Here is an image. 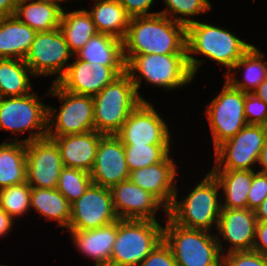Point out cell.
I'll return each mask as SVG.
<instances>
[{"label":"cell","mask_w":267,"mask_h":266,"mask_svg":"<svg viewBox=\"0 0 267 266\" xmlns=\"http://www.w3.org/2000/svg\"><path fill=\"white\" fill-rule=\"evenodd\" d=\"M122 46L125 64L135 55L187 54L186 26L160 13L132 17Z\"/></svg>","instance_id":"obj_1"},{"label":"cell","mask_w":267,"mask_h":266,"mask_svg":"<svg viewBox=\"0 0 267 266\" xmlns=\"http://www.w3.org/2000/svg\"><path fill=\"white\" fill-rule=\"evenodd\" d=\"M252 47L227 29L196 21L186 27V51L190 70L195 77L203 60L193 57L201 54L227 67L231 75L233 65ZM192 53V54H191Z\"/></svg>","instance_id":"obj_2"},{"label":"cell","mask_w":267,"mask_h":266,"mask_svg":"<svg viewBox=\"0 0 267 266\" xmlns=\"http://www.w3.org/2000/svg\"><path fill=\"white\" fill-rule=\"evenodd\" d=\"M139 93L130 76L124 72L92 96L95 131L103 135H116L131 112L146 101Z\"/></svg>","instance_id":"obj_3"},{"label":"cell","mask_w":267,"mask_h":266,"mask_svg":"<svg viewBox=\"0 0 267 266\" xmlns=\"http://www.w3.org/2000/svg\"><path fill=\"white\" fill-rule=\"evenodd\" d=\"M196 185L183 200L178 202L175 196L167 216L182 227L211 232L213 224L217 228L222 210L218 200L221 188L210 172Z\"/></svg>","instance_id":"obj_4"},{"label":"cell","mask_w":267,"mask_h":266,"mask_svg":"<svg viewBox=\"0 0 267 266\" xmlns=\"http://www.w3.org/2000/svg\"><path fill=\"white\" fill-rule=\"evenodd\" d=\"M163 227V239L171 247L178 266H222L215 234L176 224L169 216Z\"/></svg>","instance_id":"obj_5"},{"label":"cell","mask_w":267,"mask_h":266,"mask_svg":"<svg viewBox=\"0 0 267 266\" xmlns=\"http://www.w3.org/2000/svg\"><path fill=\"white\" fill-rule=\"evenodd\" d=\"M125 72L132 79L137 92L143 78L153 87H164L168 91L183 88L194 78L187 54L135 55L125 64Z\"/></svg>","instance_id":"obj_6"},{"label":"cell","mask_w":267,"mask_h":266,"mask_svg":"<svg viewBox=\"0 0 267 266\" xmlns=\"http://www.w3.org/2000/svg\"><path fill=\"white\" fill-rule=\"evenodd\" d=\"M162 240L157 221L119 219L109 266H138Z\"/></svg>","instance_id":"obj_7"},{"label":"cell","mask_w":267,"mask_h":266,"mask_svg":"<svg viewBox=\"0 0 267 266\" xmlns=\"http://www.w3.org/2000/svg\"><path fill=\"white\" fill-rule=\"evenodd\" d=\"M52 84L46 95L58 97L63 104L58 114L56 109L48 106L47 136H65L94 131L92 96L74 94L63 89L58 83Z\"/></svg>","instance_id":"obj_8"},{"label":"cell","mask_w":267,"mask_h":266,"mask_svg":"<svg viewBox=\"0 0 267 266\" xmlns=\"http://www.w3.org/2000/svg\"><path fill=\"white\" fill-rule=\"evenodd\" d=\"M47 117L48 105H44L35 92L18 97H0V130L19 134L29 130V138L21 142L47 137Z\"/></svg>","instance_id":"obj_9"},{"label":"cell","mask_w":267,"mask_h":266,"mask_svg":"<svg viewBox=\"0 0 267 266\" xmlns=\"http://www.w3.org/2000/svg\"><path fill=\"white\" fill-rule=\"evenodd\" d=\"M244 101L245 92L233 88L225 80L220 93L205 107L214 149L248 125Z\"/></svg>","instance_id":"obj_10"},{"label":"cell","mask_w":267,"mask_h":266,"mask_svg":"<svg viewBox=\"0 0 267 266\" xmlns=\"http://www.w3.org/2000/svg\"><path fill=\"white\" fill-rule=\"evenodd\" d=\"M266 134V125H246L214 149L215 166L212 170H254Z\"/></svg>","instance_id":"obj_11"},{"label":"cell","mask_w":267,"mask_h":266,"mask_svg":"<svg viewBox=\"0 0 267 266\" xmlns=\"http://www.w3.org/2000/svg\"><path fill=\"white\" fill-rule=\"evenodd\" d=\"M74 56L60 28L37 32L31 48L24 58L34 76L58 75L57 83L67 71L68 60ZM66 64V65H65Z\"/></svg>","instance_id":"obj_12"},{"label":"cell","mask_w":267,"mask_h":266,"mask_svg":"<svg viewBox=\"0 0 267 266\" xmlns=\"http://www.w3.org/2000/svg\"><path fill=\"white\" fill-rule=\"evenodd\" d=\"M119 220L110 188L91 183L85 193L71 204L68 230L96 229Z\"/></svg>","instance_id":"obj_13"},{"label":"cell","mask_w":267,"mask_h":266,"mask_svg":"<svg viewBox=\"0 0 267 266\" xmlns=\"http://www.w3.org/2000/svg\"><path fill=\"white\" fill-rule=\"evenodd\" d=\"M63 167L53 139L44 137L26 143V182L31 188L55 189Z\"/></svg>","instance_id":"obj_14"},{"label":"cell","mask_w":267,"mask_h":266,"mask_svg":"<svg viewBox=\"0 0 267 266\" xmlns=\"http://www.w3.org/2000/svg\"><path fill=\"white\" fill-rule=\"evenodd\" d=\"M116 136L122 144H171L166 122L148 101H142L131 112Z\"/></svg>","instance_id":"obj_15"},{"label":"cell","mask_w":267,"mask_h":266,"mask_svg":"<svg viewBox=\"0 0 267 266\" xmlns=\"http://www.w3.org/2000/svg\"><path fill=\"white\" fill-rule=\"evenodd\" d=\"M75 58L57 82L74 94L94 96L125 72V66H105Z\"/></svg>","instance_id":"obj_16"},{"label":"cell","mask_w":267,"mask_h":266,"mask_svg":"<svg viewBox=\"0 0 267 266\" xmlns=\"http://www.w3.org/2000/svg\"><path fill=\"white\" fill-rule=\"evenodd\" d=\"M124 145L116 135H103L90 172L92 183L111 188L129 179Z\"/></svg>","instance_id":"obj_17"},{"label":"cell","mask_w":267,"mask_h":266,"mask_svg":"<svg viewBox=\"0 0 267 266\" xmlns=\"http://www.w3.org/2000/svg\"><path fill=\"white\" fill-rule=\"evenodd\" d=\"M114 210L119 219L154 220L159 208L168 210L151 193L124 180L110 188Z\"/></svg>","instance_id":"obj_18"},{"label":"cell","mask_w":267,"mask_h":266,"mask_svg":"<svg viewBox=\"0 0 267 266\" xmlns=\"http://www.w3.org/2000/svg\"><path fill=\"white\" fill-rule=\"evenodd\" d=\"M257 218L255 211L246 209H222L216 235L221 254L226 250L221 244L223 241L231 243L229 252L253 250L255 241ZM221 236V237H220Z\"/></svg>","instance_id":"obj_19"},{"label":"cell","mask_w":267,"mask_h":266,"mask_svg":"<svg viewBox=\"0 0 267 266\" xmlns=\"http://www.w3.org/2000/svg\"><path fill=\"white\" fill-rule=\"evenodd\" d=\"M176 164L168 155L163 161L130 171L129 180L154 195L168 210L178 196Z\"/></svg>","instance_id":"obj_20"},{"label":"cell","mask_w":267,"mask_h":266,"mask_svg":"<svg viewBox=\"0 0 267 266\" xmlns=\"http://www.w3.org/2000/svg\"><path fill=\"white\" fill-rule=\"evenodd\" d=\"M103 134L89 131L65 136H47L59 147L63 166L91 172L100 138Z\"/></svg>","instance_id":"obj_21"},{"label":"cell","mask_w":267,"mask_h":266,"mask_svg":"<svg viewBox=\"0 0 267 266\" xmlns=\"http://www.w3.org/2000/svg\"><path fill=\"white\" fill-rule=\"evenodd\" d=\"M76 248L95 266H109L117 236V221L90 230H69Z\"/></svg>","instance_id":"obj_22"},{"label":"cell","mask_w":267,"mask_h":266,"mask_svg":"<svg viewBox=\"0 0 267 266\" xmlns=\"http://www.w3.org/2000/svg\"><path fill=\"white\" fill-rule=\"evenodd\" d=\"M37 32L15 15L0 18V58L24 59Z\"/></svg>","instance_id":"obj_23"},{"label":"cell","mask_w":267,"mask_h":266,"mask_svg":"<svg viewBox=\"0 0 267 266\" xmlns=\"http://www.w3.org/2000/svg\"><path fill=\"white\" fill-rule=\"evenodd\" d=\"M63 9L49 0H19L15 16L36 32H48L59 28Z\"/></svg>","instance_id":"obj_24"},{"label":"cell","mask_w":267,"mask_h":266,"mask_svg":"<svg viewBox=\"0 0 267 266\" xmlns=\"http://www.w3.org/2000/svg\"><path fill=\"white\" fill-rule=\"evenodd\" d=\"M210 173L216 178L222 188L224 203L222 209H246L247 196L253 180V170H212Z\"/></svg>","instance_id":"obj_25"},{"label":"cell","mask_w":267,"mask_h":266,"mask_svg":"<svg viewBox=\"0 0 267 266\" xmlns=\"http://www.w3.org/2000/svg\"><path fill=\"white\" fill-rule=\"evenodd\" d=\"M88 12L98 33L124 39L131 17L118 0H95Z\"/></svg>","instance_id":"obj_26"},{"label":"cell","mask_w":267,"mask_h":266,"mask_svg":"<svg viewBox=\"0 0 267 266\" xmlns=\"http://www.w3.org/2000/svg\"><path fill=\"white\" fill-rule=\"evenodd\" d=\"M74 57L105 66H125L122 40L103 33L92 36Z\"/></svg>","instance_id":"obj_27"},{"label":"cell","mask_w":267,"mask_h":266,"mask_svg":"<svg viewBox=\"0 0 267 266\" xmlns=\"http://www.w3.org/2000/svg\"><path fill=\"white\" fill-rule=\"evenodd\" d=\"M26 182V143L17 138L0 144V189Z\"/></svg>","instance_id":"obj_28"},{"label":"cell","mask_w":267,"mask_h":266,"mask_svg":"<svg viewBox=\"0 0 267 266\" xmlns=\"http://www.w3.org/2000/svg\"><path fill=\"white\" fill-rule=\"evenodd\" d=\"M265 54L257 47H252L233 65L231 70L244 68L242 82L234 78L235 75H225V80L235 89L245 93H252L267 78V63L263 61Z\"/></svg>","instance_id":"obj_29"},{"label":"cell","mask_w":267,"mask_h":266,"mask_svg":"<svg viewBox=\"0 0 267 266\" xmlns=\"http://www.w3.org/2000/svg\"><path fill=\"white\" fill-rule=\"evenodd\" d=\"M30 207L47 220L58 221L60 227L68 229L71 217V204L55 188H32Z\"/></svg>","instance_id":"obj_30"},{"label":"cell","mask_w":267,"mask_h":266,"mask_svg":"<svg viewBox=\"0 0 267 266\" xmlns=\"http://www.w3.org/2000/svg\"><path fill=\"white\" fill-rule=\"evenodd\" d=\"M31 76L33 73L24 59L0 58V97H18L31 93Z\"/></svg>","instance_id":"obj_31"},{"label":"cell","mask_w":267,"mask_h":266,"mask_svg":"<svg viewBox=\"0 0 267 266\" xmlns=\"http://www.w3.org/2000/svg\"><path fill=\"white\" fill-rule=\"evenodd\" d=\"M70 51L75 55L97 32L88 10H74L66 13L63 9L59 26Z\"/></svg>","instance_id":"obj_32"},{"label":"cell","mask_w":267,"mask_h":266,"mask_svg":"<svg viewBox=\"0 0 267 266\" xmlns=\"http://www.w3.org/2000/svg\"><path fill=\"white\" fill-rule=\"evenodd\" d=\"M123 145L129 171L159 163L171 155V144Z\"/></svg>","instance_id":"obj_33"},{"label":"cell","mask_w":267,"mask_h":266,"mask_svg":"<svg viewBox=\"0 0 267 266\" xmlns=\"http://www.w3.org/2000/svg\"><path fill=\"white\" fill-rule=\"evenodd\" d=\"M91 183L92 179L87 171L64 166L56 189L72 204L85 193Z\"/></svg>","instance_id":"obj_34"},{"label":"cell","mask_w":267,"mask_h":266,"mask_svg":"<svg viewBox=\"0 0 267 266\" xmlns=\"http://www.w3.org/2000/svg\"><path fill=\"white\" fill-rule=\"evenodd\" d=\"M31 190L27 182L0 189V208L13 219L29 212Z\"/></svg>","instance_id":"obj_35"},{"label":"cell","mask_w":267,"mask_h":266,"mask_svg":"<svg viewBox=\"0 0 267 266\" xmlns=\"http://www.w3.org/2000/svg\"><path fill=\"white\" fill-rule=\"evenodd\" d=\"M167 9L159 12L163 16L170 15V19L180 23L184 26H188L196 20L189 19V16L199 15L200 13H207L212 9V5L209 0H164ZM177 14V15H175ZM182 15V17H178ZM183 16H188L184 18Z\"/></svg>","instance_id":"obj_36"},{"label":"cell","mask_w":267,"mask_h":266,"mask_svg":"<svg viewBox=\"0 0 267 266\" xmlns=\"http://www.w3.org/2000/svg\"><path fill=\"white\" fill-rule=\"evenodd\" d=\"M244 111L248 124L267 126V104L253 93H245Z\"/></svg>","instance_id":"obj_37"},{"label":"cell","mask_w":267,"mask_h":266,"mask_svg":"<svg viewBox=\"0 0 267 266\" xmlns=\"http://www.w3.org/2000/svg\"><path fill=\"white\" fill-rule=\"evenodd\" d=\"M225 255L222 266H267V257L254 250L233 251Z\"/></svg>","instance_id":"obj_38"},{"label":"cell","mask_w":267,"mask_h":266,"mask_svg":"<svg viewBox=\"0 0 267 266\" xmlns=\"http://www.w3.org/2000/svg\"><path fill=\"white\" fill-rule=\"evenodd\" d=\"M267 197V174L253 170V180L247 196V208L255 211Z\"/></svg>","instance_id":"obj_39"},{"label":"cell","mask_w":267,"mask_h":266,"mask_svg":"<svg viewBox=\"0 0 267 266\" xmlns=\"http://www.w3.org/2000/svg\"><path fill=\"white\" fill-rule=\"evenodd\" d=\"M138 266H178L171 247L164 239Z\"/></svg>","instance_id":"obj_40"},{"label":"cell","mask_w":267,"mask_h":266,"mask_svg":"<svg viewBox=\"0 0 267 266\" xmlns=\"http://www.w3.org/2000/svg\"><path fill=\"white\" fill-rule=\"evenodd\" d=\"M132 18L136 16H151L159 12H148L154 0H118Z\"/></svg>","instance_id":"obj_41"},{"label":"cell","mask_w":267,"mask_h":266,"mask_svg":"<svg viewBox=\"0 0 267 266\" xmlns=\"http://www.w3.org/2000/svg\"><path fill=\"white\" fill-rule=\"evenodd\" d=\"M253 250L267 257V222L257 221Z\"/></svg>","instance_id":"obj_42"},{"label":"cell","mask_w":267,"mask_h":266,"mask_svg":"<svg viewBox=\"0 0 267 266\" xmlns=\"http://www.w3.org/2000/svg\"><path fill=\"white\" fill-rule=\"evenodd\" d=\"M19 0H0V18L15 15Z\"/></svg>","instance_id":"obj_43"},{"label":"cell","mask_w":267,"mask_h":266,"mask_svg":"<svg viewBox=\"0 0 267 266\" xmlns=\"http://www.w3.org/2000/svg\"><path fill=\"white\" fill-rule=\"evenodd\" d=\"M14 219L0 208V237L8 234L12 228Z\"/></svg>","instance_id":"obj_44"},{"label":"cell","mask_w":267,"mask_h":266,"mask_svg":"<svg viewBox=\"0 0 267 266\" xmlns=\"http://www.w3.org/2000/svg\"><path fill=\"white\" fill-rule=\"evenodd\" d=\"M262 167V169L259 172L266 173L267 174V134L264 139L263 146L261 148V152L259 153L258 161Z\"/></svg>","instance_id":"obj_45"},{"label":"cell","mask_w":267,"mask_h":266,"mask_svg":"<svg viewBox=\"0 0 267 266\" xmlns=\"http://www.w3.org/2000/svg\"><path fill=\"white\" fill-rule=\"evenodd\" d=\"M257 221L267 222V197L262 201L260 206L255 210Z\"/></svg>","instance_id":"obj_46"},{"label":"cell","mask_w":267,"mask_h":266,"mask_svg":"<svg viewBox=\"0 0 267 266\" xmlns=\"http://www.w3.org/2000/svg\"><path fill=\"white\" fill-rule=\"evenodd\" d=\"M252 93L267 104V78Z\"/></svg>","instance_id":"obj_47"},{"label":"cell","mask_w":267,"mask_h":266,"mask_svg":"<svg viewBox=\"0 0 267 266\" xmlns=\"http://www.w3.org/2000/svg\"><path fill=\"white\" fill-rule=\"evenodd\" d=\"M49 1H51L53 4H56V5L60 6L61 2L62 1H66V0H49Z\"/></svg>","instance_id":"obj_48"}]
</instances>
